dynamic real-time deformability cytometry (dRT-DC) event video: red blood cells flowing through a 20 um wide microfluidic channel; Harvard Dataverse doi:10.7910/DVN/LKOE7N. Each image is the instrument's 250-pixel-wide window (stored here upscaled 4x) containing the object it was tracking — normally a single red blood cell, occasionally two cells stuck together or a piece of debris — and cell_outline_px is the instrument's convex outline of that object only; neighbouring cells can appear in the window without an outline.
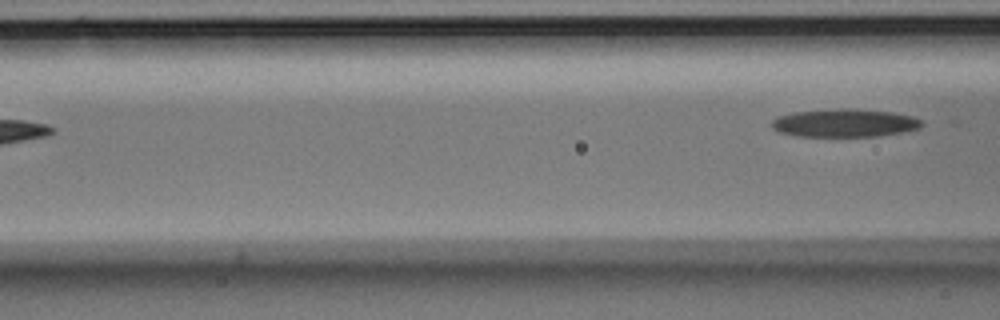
{"species": "Egyptian fruit bat (a non-hibernating species)", "species_latin": "Rousettus aegyptiacus", "temperature_condition": "room temperature", "stored_images_in_passage": 8, "camera_frame_rate_fps": 3000, "um_per_image_px": 0.085, "animal": {"sex": "male"}, "frame": {"image": 1, "passage_image": 8, "time_ms": 8.333, "image_size_px": [1000, 320], "cell_outline_px": [[924, 124], [920, 128], [880, 136], [796, 136], [780, 132], [772, 128], [772, 120], [776, 116], [792, 112], [840, 108], [856, 108], [892, 112], [912, 116], [924, 120]], "centroid_in_image_um": [71.8, 10.44], "position_along_channel_um": 94.8, "area_um2": 24.8}}